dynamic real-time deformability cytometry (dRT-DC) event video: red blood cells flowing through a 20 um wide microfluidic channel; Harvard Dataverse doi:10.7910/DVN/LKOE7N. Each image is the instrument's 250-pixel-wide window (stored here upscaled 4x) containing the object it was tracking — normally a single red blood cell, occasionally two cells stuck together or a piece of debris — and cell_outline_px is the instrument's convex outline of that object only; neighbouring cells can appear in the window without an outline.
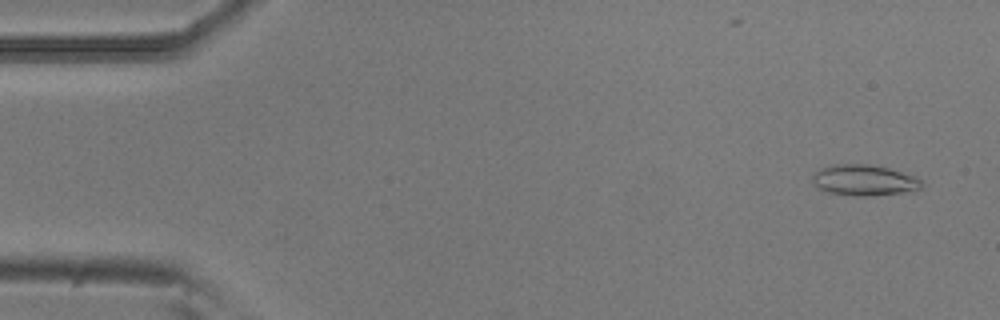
{"species": "common noctule bat (a hibernating species)", "species_latin": "Nyctalus noctula", "temperature_condition": "room temperature", "stored_images_in_passage": 23, "camera_frame_rate_fps": 3000, "um_per_image_px": 0.085, "animal": {"sex": "male", "body_mass_g": 20.5, "forearm_length_mm": 52.5}, "frame": {"image": 1, "passage_image": 3, "time_ms": 0.667, "image_size_px": [1000, 320], "cell_outline_px": [[924, 188], [912, 192], [872, 196], [852, 196], [828, 192], [816, 188], [812, 184], [812, 176], [820, 168], [832, 164], [868, 164], [888, 168], [916, 176], [924, 184]], "centroid_in_image_um": [73.48, 15.33], "position_along_channel_um": 11.5, "area_um2": 20.17}}
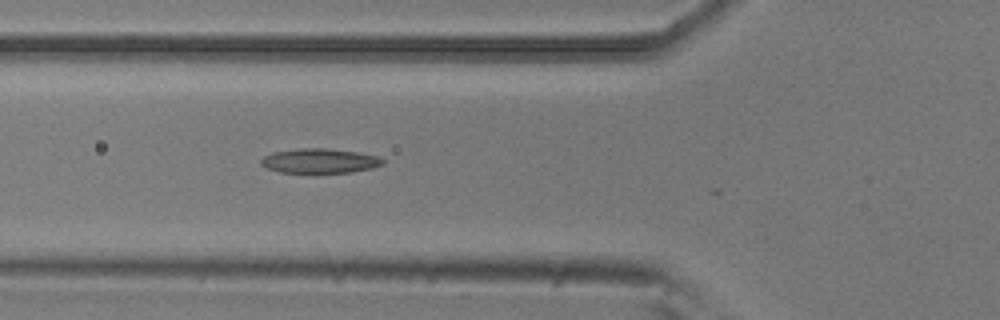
{"frame": {"image": 2, "passage_image": 19, "time_ms": 6.0, "image_size_px": [1000, 320], "cell_outline_px": [[384, 164], [372, 168], [352, 172], [280, 172], [268, 168], [260, 164], [260, 160], [264, 156], [272, 152], [300, 148], [328, 148], [356, 152], [380, 156], [384, 160]], "centroid_in_image_um": [27.19, 13.66], "position_along_channel_um": 98.6, "area_um2": 17.4}}
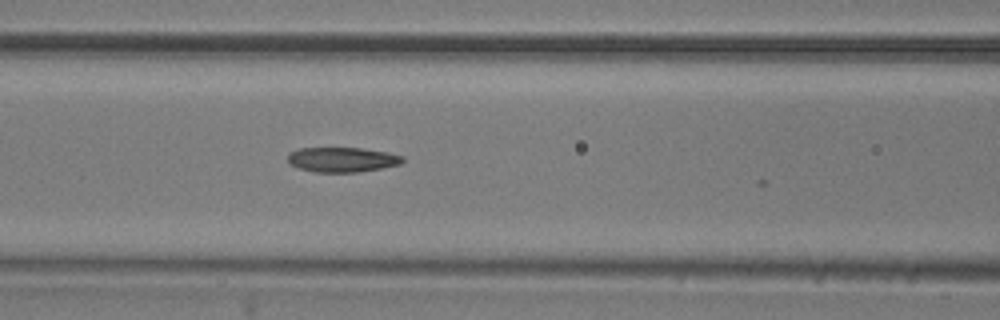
{"frame": {"image": 3, "passage_image": 22, "time_ms": 7.0, "image_size_px": [1000, 320], "cell_outline_px": [[404, 160], [400, 164], [380, 168], [356, 172], [316, 172], [300, 168], [292, 164], [288, 160], [288, 152], [300, 148], [360, 148], [388, 152], [404, 156]], "centroid_in_image_um": [29.1, 13.56], "position_along_channel_um": 137.5, "area_um2": 16.47}}